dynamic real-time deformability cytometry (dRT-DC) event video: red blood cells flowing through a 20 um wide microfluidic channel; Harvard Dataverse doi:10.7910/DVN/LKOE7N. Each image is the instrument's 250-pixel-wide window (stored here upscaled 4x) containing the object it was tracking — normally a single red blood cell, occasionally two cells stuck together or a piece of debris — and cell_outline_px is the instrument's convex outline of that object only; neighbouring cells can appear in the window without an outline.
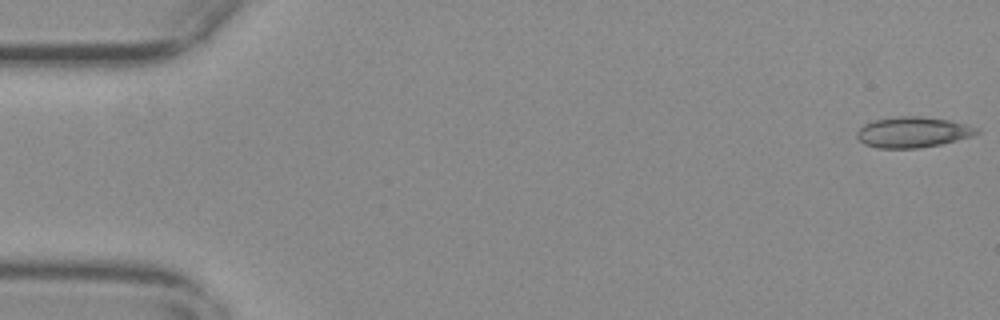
{"species": "common noctule bat (a hibernating species)", "species_latin": "Nyctalus noctula", "temperature_condition": "warm", "stored_images_in_passage": 9, "camera_frame_rate_fps": 3000, "um_per_image_px": 0.085, "animal": {"sex": "female", "body_mass_g": 29.2, "forearm_length_mm": 56.3}, "frame": {"image": 1, "passage_image": 1, "time_ms": 0.0, "image_size_px": [1000, 320], "cell_outline_px": [[980, 132], [972, 136], [940, 144], [920, 148], [876, 148], [864, 144], [856, 136], [856, 132], [864, 124], [876, 120], [896, 116], [920, 116], [948, 120], [968, 124], [980, 128]], "centroid_in_image_um": [77.6, 11.23], "position_along_channel_um": 7.4, "area_um2": 21.44}}